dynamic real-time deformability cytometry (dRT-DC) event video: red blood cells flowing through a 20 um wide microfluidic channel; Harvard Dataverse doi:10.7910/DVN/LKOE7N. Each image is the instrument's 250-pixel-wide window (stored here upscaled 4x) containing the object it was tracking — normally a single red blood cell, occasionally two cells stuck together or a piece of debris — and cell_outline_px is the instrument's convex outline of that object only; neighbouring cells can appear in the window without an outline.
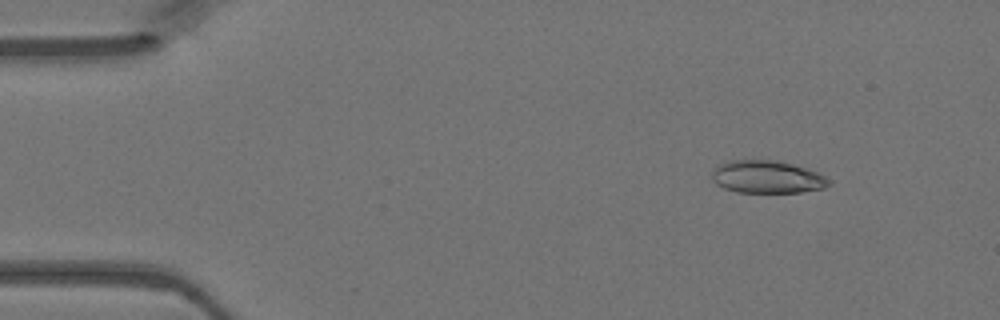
{"species": "Egyptian fruit bat (a non-hibernating species)", "species_latin": "Rousettus aegyptiacus", "temperature_condition": "warm", "stored_images_in_passage": 47, "camera_frame_rate_fps": 3000, "um_per_image_px": 0.085, "animal": {"sex": "female"}, "frame": {"image": 1, "passage_image": 5, "time_ms": 1.333, "image_size_px": [1000, 320], "cell_outline_px": [[832, 184], [824, 188], [800, 192], [736, 192], [724, 188], [716, 184], [712, 180], [712, 172], [720, 164], [728, 160], [772, 160], [804, 168], [816, 172], [824, 176]], "centroid_in_image_um": [65.16, 15.05], "position_along_channel_um": 19.8, "area_um2": 21.91}}
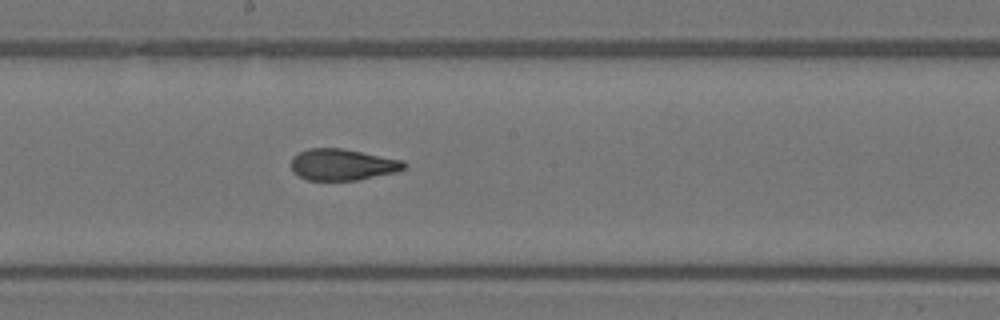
{"frame": {"image": 2, "passage_image": 25, "time_ms": 8.0, "image_size_px": [1000, 320], "cell_outline_px": [[408, 168], [396, 172], [356, 180], [308, 180], [292, 172], [292, 156], [308, 148], [344, 148], [404, 160], [408, 164]], "centroid_in_image_um": [29.16, 13.98], "position_along_channel_um": 219.0, "area_um2": 20.87}}
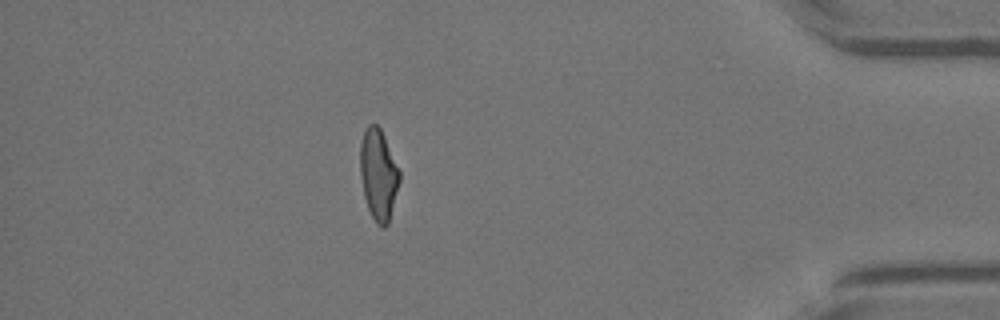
{"frame": {"image": 3, "passage_image": 41, "time_ms": 13.333, "image_size_px": [1000, 320], "cell_outline_px": [[400, 180], [388, 224], [384, 228], [376, 224], [368, 208], [364, 196], [360, 176], [360, 144], [364, 132], [368, 124], [376, 124], [380, 128], [384, 136], [400, 172]], "centroid_in_image_um": [32.16, 14.85], "position_along_channel_um": 403.0, "area_um2": 20.69}}